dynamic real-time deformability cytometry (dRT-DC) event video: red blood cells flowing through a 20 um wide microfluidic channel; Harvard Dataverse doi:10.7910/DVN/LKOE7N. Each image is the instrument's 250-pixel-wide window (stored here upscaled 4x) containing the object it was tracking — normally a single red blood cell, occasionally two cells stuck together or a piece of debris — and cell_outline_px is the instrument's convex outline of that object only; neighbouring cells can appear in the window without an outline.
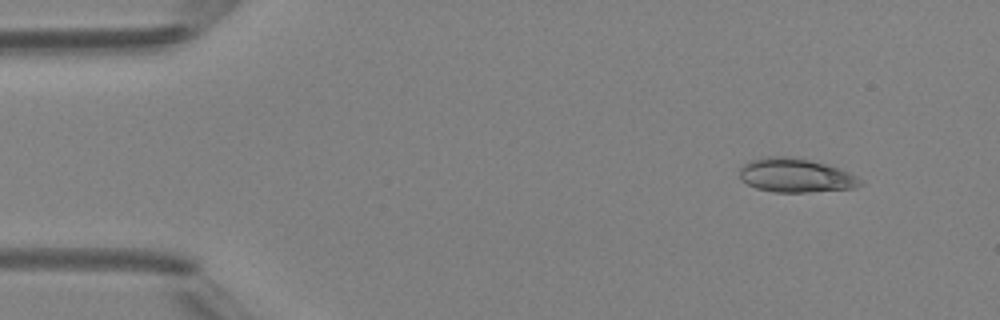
{"species": "Egyptian fruit bat (a non-hibernating species)", "species_latin": "Rousettus aegyptiacus", "temperature_condition": "room temperature", "stored_images_in_passage": 6, "camera_frame_rate_fps": 3000, "um_per_image_px": 0.085, "animal": {"sex": "female"}, "frame": {"image": 1, "passage_image": 2, "time_ms": 1.333, "image_size_px": [1000, 320], "cell_outline_px": [[864, 184], [856, 188], [808, 192], [776, 192], [756, 188], [740, 180], [740, 168], [748, 160], [764, 156], [784, 156], [808, 160], [824, 164], [848, 172], [856, 176]], "centroid_in_image_um": [67.59, 14.91], "position_along_channel_um": 17.4, "area_um2": 23.76}}
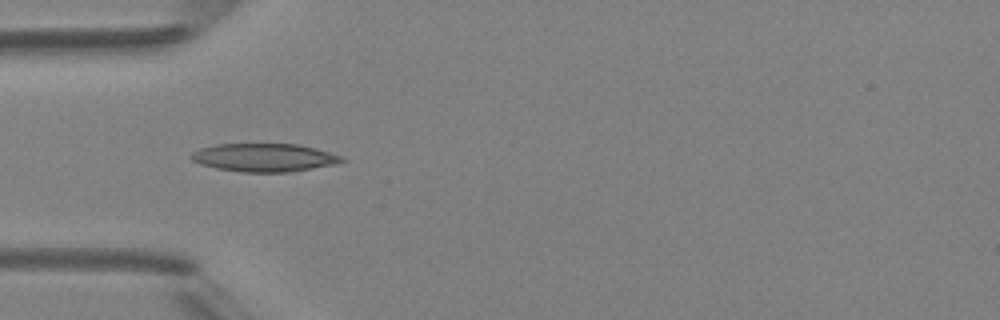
{"frame": {"image": 2, "passage_image": 5, "time_ms": 4.667, "image_size_px": [1000, 320], "cell_outline_px": [[344, 160], [336, 164], [288, 172], [244, 172], [216, 168], [200, 164], [192, 160], [188, 156], [192, 152], [200, 148], [216, 144], [300, 144], [316, 148], [344, 156]], "centroid_in_image_um": [22.45, 13.38], "position_along_channel_um": 62.5, "area_um2": 24.8}}
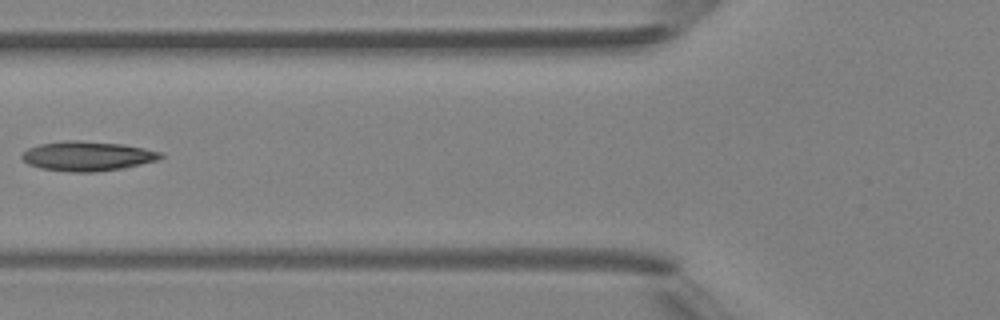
{"frame": {"image": 3, "passage_image": 6, "time_ms": 6.0, "image_size_px": [1000, 320], "cell_outline_px": [[164, 156], [156, 160], [124, 168], [96, 172], [72, 172], [40, 168], [28, 164], [20, 156], [28, 148], [40, 144], [68, 140], [80, 140], [124, 144], [164, 152]], "centroid_in_image_um": [7.45, 13.26], "position_along_channel_um": 118.4, "area_um2": 23.99}}